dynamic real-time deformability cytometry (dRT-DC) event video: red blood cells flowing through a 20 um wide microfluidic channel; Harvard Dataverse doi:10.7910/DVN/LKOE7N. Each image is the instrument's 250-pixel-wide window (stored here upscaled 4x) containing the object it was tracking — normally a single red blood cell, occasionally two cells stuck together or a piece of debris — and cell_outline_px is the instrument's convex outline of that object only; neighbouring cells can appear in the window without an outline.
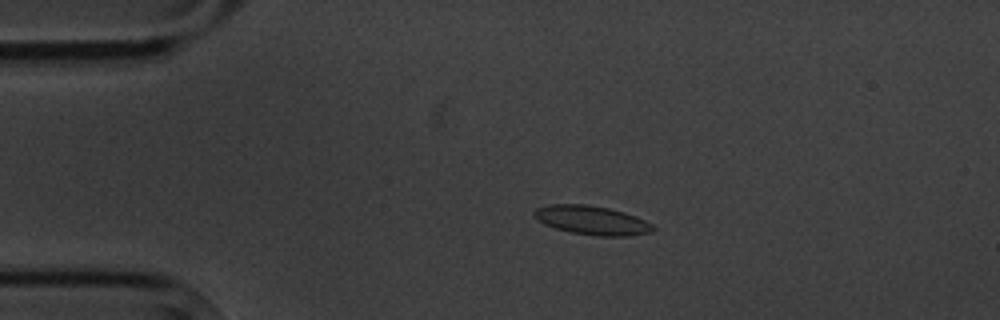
{"species": "common noctule bat (a hibernating species)", "species_latin": "Nyctalus noctula", "temperature_condition": "cold", "stored_images_in_passage": 4, "camera_frame_rate_fps": 3000, "um_per_image_px": 0.085, "animal": {"sex": "male", "body_mass_g": 20.1, "forearm_length_mm": 53.5}, "frame": {"image": 1, "passage_image": 2, "time_ms": 1.333, "image_size_px": [1000, 320], "cell_outline_px": [[656, 228], [652, 232], [628, 236], [596, 236], [572, 232], [556, 228], [544, 224], [532, 212], [536, 208], [548, 204], [588, 204], [608, 208], [624, 212], [636, 216], [652, 224]], "centroid_in_image_um": [50.34, 18.72], "position_along_channel_um": 34.7, "area_um2": 20.0}}
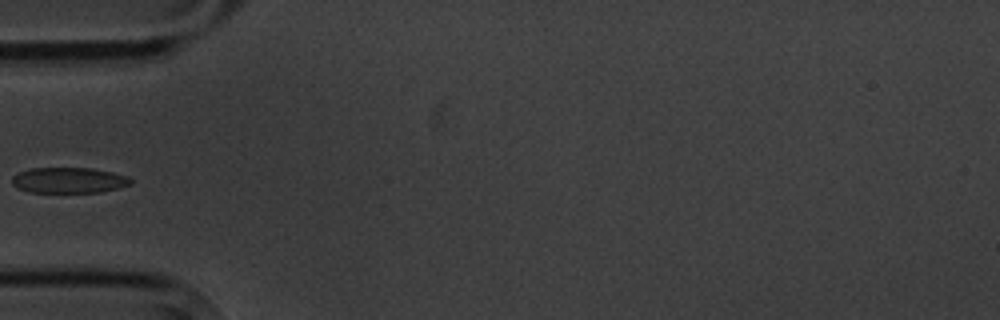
{"frame": {"image": 2, "passage_image": 4, "time_ms": 3.667, "image_size_px": [1000, 320], "cell_outline_px": [[132, 184], [120, 188], [100, 192], [28, 192], [16, 188], [12, 184], [12, 176], [20, 172], [32, 168], [92, 168], [112, 172], [128, 176], [132, 180]], "centroid_in_image_um": [5.86, 15.32], "position_along_channel_um": 79.1, "area_um2": 17.86}}